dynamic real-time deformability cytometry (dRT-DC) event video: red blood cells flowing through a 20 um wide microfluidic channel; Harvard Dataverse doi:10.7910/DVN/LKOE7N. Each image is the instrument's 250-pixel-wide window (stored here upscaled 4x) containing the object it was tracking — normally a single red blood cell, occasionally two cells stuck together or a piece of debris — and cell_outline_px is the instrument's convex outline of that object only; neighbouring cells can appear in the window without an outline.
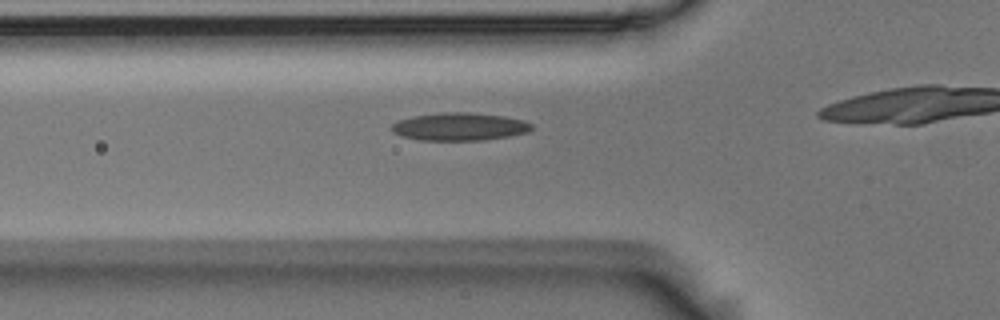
{"species": "Egyptian fruit bat (a non-hibernating species)", "species_latin": "Rousettus aegyptiacus", "temperature_condition": "room temperature", "stored_images_in_passage": 26, "camera_frame_rate_fps": 3000, "um_per_image_px": 0.085, "animal": {"sex": "male"}, "frame": {"image": 1, "passage_image": 2, "time_ms": 0.333, "image_size_px": [1000, 320], "cell_outline_px": [[532, 128], [528, 132], [508, 136], [484, 140], [420, 140], [400, 136], [392, 132], [392, 124], [400, 120], [412, 116], [444, 112], [468, 112], [504, 116], [524, 120], [532, 124]], "centroid_in_image_um": [39.05, 10.76], "position_along_channel_um": 86.7, "area_um2": 22.66}}
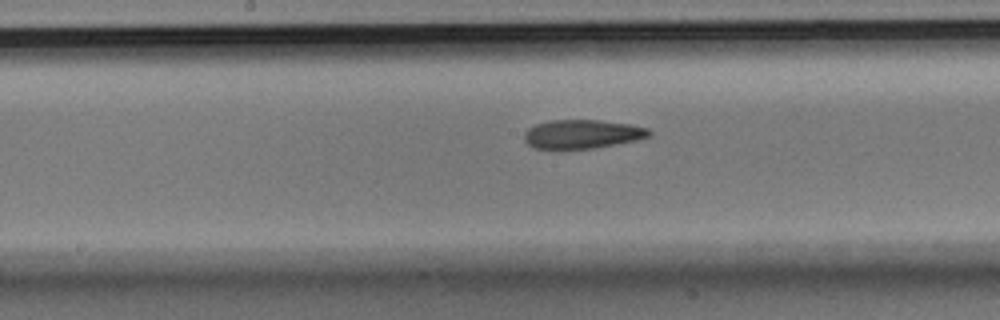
{"frame": {"image": 2, "passage_image": 11, "time_ms": 3.333, "image_size_px": [1000, 320], "cell_outline_px": [[652, 132], [648, 136], [636, 140], [592, 148], [536, 148], [528, 144], [524, 140], [524, 132], [528, 128], [536, 124], [552, 120], [600, 120], [628, 124], [648, 128]], "centroid_in_image_um": [49.47, 11.38], "position_along_channel_um": 198.7, "area_um2": 20.63}}
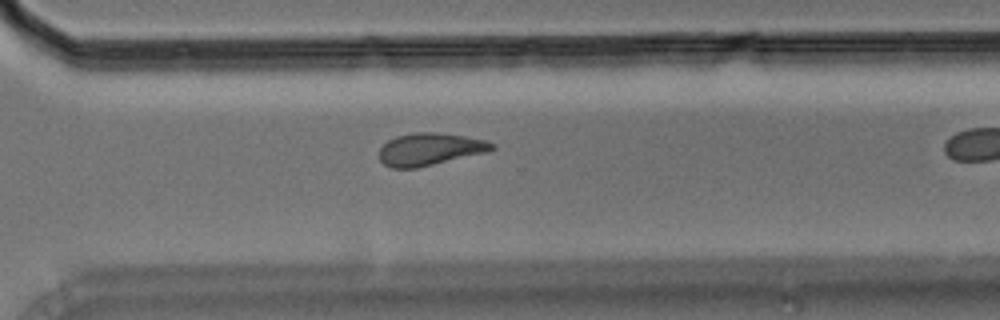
{"frame": {"image": 3, "passage_image": 22, "time_ms": 7.0, "image_size_px": [1000, 320], "cell_outline_px": [[496, 148], [488, 152], [416, 168], [388, 168], [380, 160], [380, 148], [388, 140], [396, 136], [416, 132], [436, 132], [464, 136], [484, 140], [496, 144]], "centroid_in_image_um": [36.54, 12.68], "position_along_channel_um": 334.1, "area_um2": 21.27}}